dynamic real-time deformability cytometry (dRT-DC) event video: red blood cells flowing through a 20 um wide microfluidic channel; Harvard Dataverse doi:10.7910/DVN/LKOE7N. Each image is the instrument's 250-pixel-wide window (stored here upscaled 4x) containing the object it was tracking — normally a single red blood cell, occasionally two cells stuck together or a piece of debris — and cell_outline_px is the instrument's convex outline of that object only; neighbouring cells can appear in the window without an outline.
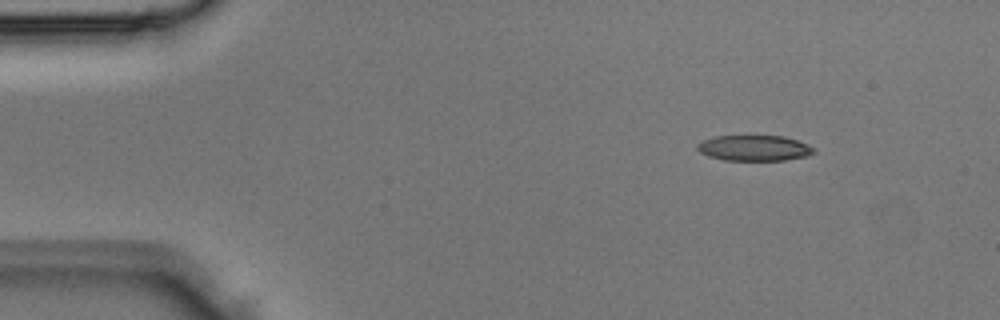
{"species": "Egyptian fruit bat (a non-hibernating species)", "species_latin": "Rousettus aegyptiacus", "temperature_condition": "room temperature", "stored_images_in_passage": 3, "camera_frame_rate_fps": 3000, "um_per_image_px": 0.085, "animal": {"sex": "male"}, "frame": {"image": 1, "passage_image": 1, "time_ms": 0.0, "image_size_px": [1000, 320], "cell_outline_px": [[816, 152], [808, 156], [784, 160], [724, 160], [708, 156], [700, 152], [696, 148], [696, 144], [704, 140], [716, 136], [784, 136], [808, 144], [816, 148]], "centroid_in_image_um": [64.14, 12.59], "position_along_channel_um": 20.9, "area_um2": 17.46}}
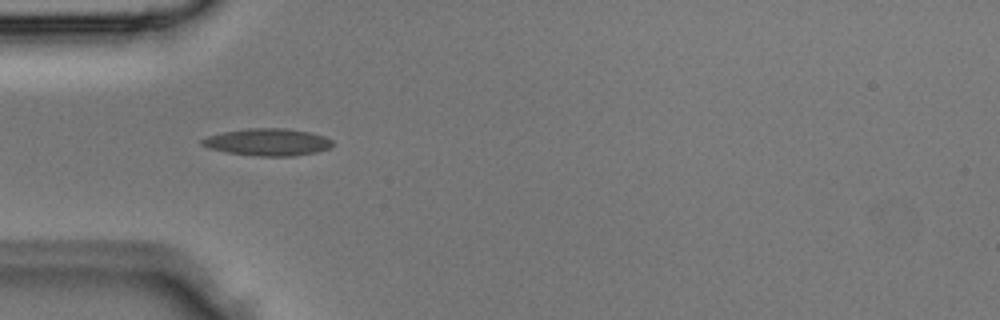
{"frame": {"image": 2, "passage_image": 3, "time_ms": 0.667, "image_size_px": [1000, 320], "cell_outline_px": [[332, 148], [316, 152], [292, 156], [256, 156], [228, 152], [208, 148], [200, 144], [200, 140], [208, 136], [224, 132], [248, 128], [288, 128], [312, 132], [324, 136], [332, 140]], "centroid_in_image_um": [22.78, 12.07], "position_along_channel_um": 62.2, "area_um2": 20.75}}